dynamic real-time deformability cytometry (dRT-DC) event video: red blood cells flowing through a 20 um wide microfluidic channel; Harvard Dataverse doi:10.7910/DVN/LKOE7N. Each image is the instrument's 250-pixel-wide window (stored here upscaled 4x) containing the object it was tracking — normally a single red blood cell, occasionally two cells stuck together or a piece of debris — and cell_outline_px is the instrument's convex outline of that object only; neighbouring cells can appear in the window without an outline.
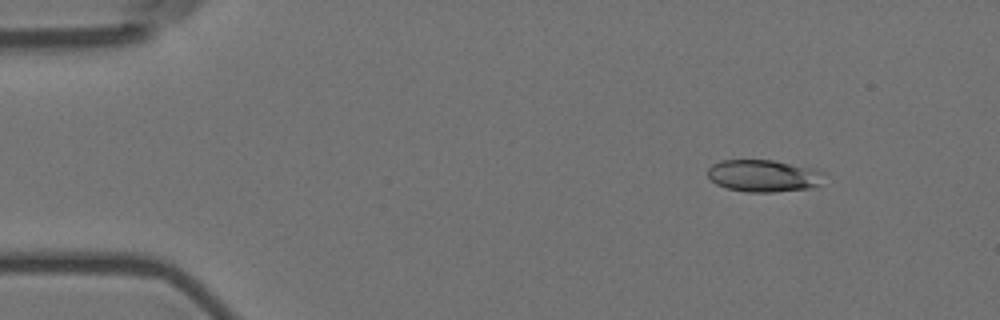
{"species": "Egyptian fruit bat (a non-hibernating species)", "species_latin": "Rousettus aegyptiacus", "temperature_condition": "room temperature", "stored_images_in_passage": 10, "camera_frame_rate_fps": 3000, "um_per_image_px": 0.085, "animal": {"sex": "female"}, "frame": {"image": 1, "passage_image": 2, "time_ms": 0.333, "image_size_px": [1000, 320], "cell_outline_px": [[824, 172], [820, 184], [812, 188], [772, 192], [748, 192], [728, 188], [716, 184], [708, 176], [708, 168], [712, 164], [720, 160], [772, 160], [816, 168]], "centroid_in_image_um": [64.92, 14.93], "position_along_channel_um": 20.1, "area_um2": 21.85}}
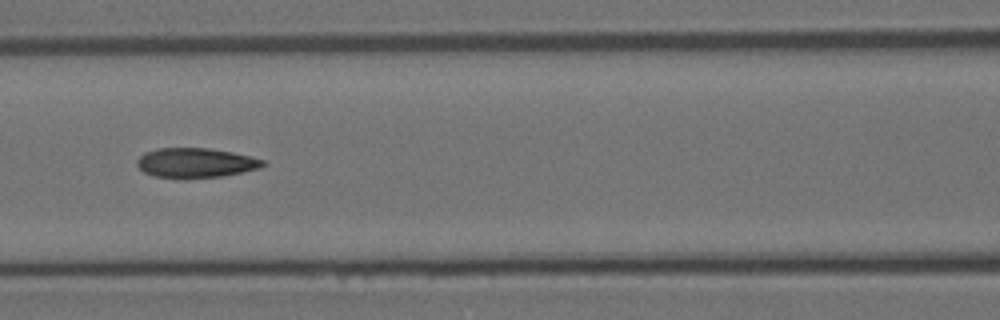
{"frame": {"image": 2, "passage_image": 7, "time_ms": 2.0, "image_size_px": [1000, 320], "cell_outline_px": [[268, 164], [260, 168], [224, 176], [184, 180], [152, 176], [144, 172], [136, 164], [136, 160], [144, 152], [160, 148], [208, 148], [232, 152], [264, 160]], "centroid_in_image_um": [16.61, 13.87], "position_along_channel_um": 150.0, "area_um2": 22.25}}
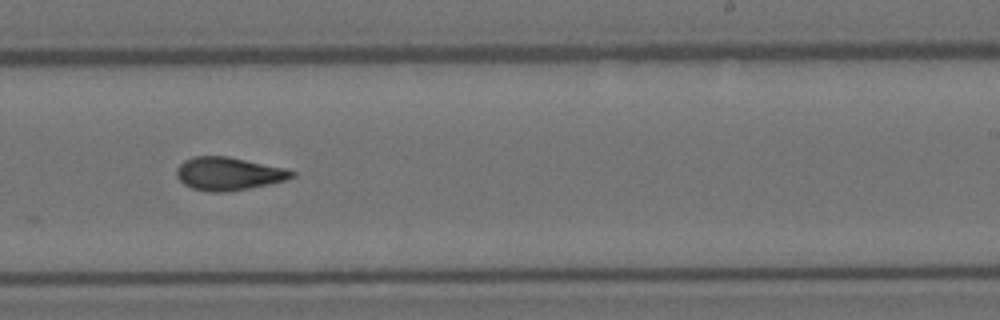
{"frame": {"image": 3, "passage_image": 10, "time_ms": 3.0, "image_size_px": [1000, 320], "cell_outline_px": [[296, 176], [284, 180], [268, 184], [228, 192], [208, 192], [192, 188], [184, 184], [176, 176], [176, 168], [184, 160], [192, 156], [228, 156], [284, 168], [296, 172]], "centroid_in_image_um": [19.39, 14.76], "position_along_channel_um": 269.6, "area_um2": 22.2}}